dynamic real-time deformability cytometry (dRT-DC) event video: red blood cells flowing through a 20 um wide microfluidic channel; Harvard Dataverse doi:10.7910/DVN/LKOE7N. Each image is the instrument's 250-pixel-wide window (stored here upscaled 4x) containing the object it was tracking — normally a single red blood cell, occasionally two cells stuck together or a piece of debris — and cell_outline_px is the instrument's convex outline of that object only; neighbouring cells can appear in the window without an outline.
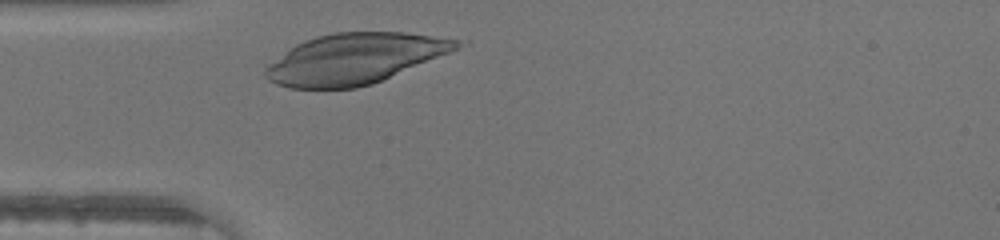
{"species": "human", "species_latin": "Homo sapiens", "temperature_condition": "warm", "stored_images_in_passage": 25, "camera_frame_rate_fps": 3000, "um_per_image_px": 0.085, "donor": {"sex": "male"}, "frame": {"image": 1, "passage_image": 2, "time_ms": 0.333, "image_size_px": [1000, 240], "cell_outline_px": [[468, 44], [372, 84], [356, 88], [288, 88], [276, 84], [268, 80], [264, 76], [264, 68], [268, 64], [296, 44], [304, 40], [316, 36], [336, 32], [404, 32], [468, 40]], "centroid_in_image_um": [30.15, 4.98], "position_along_channel_um": 54.8, "area_um2": 56.18}}
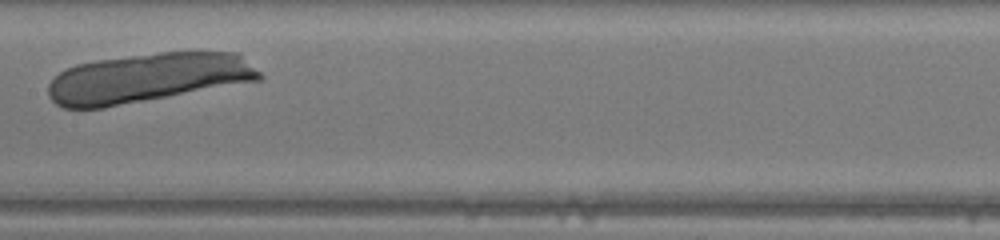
{"frame": {"image": 2, "passage_image": 12, "time_ms": 3.667, "image_size_px": [1000, 240], "cell_outline_px": [[264, 76], [260, 80], [104, 108], [64, 108], [56, 104], [48, 96], [48, 84], [60, 72], [76, 64], [96, 60], [160, 52], [236, 52], [260, 72]], "centroid_in_image_um": [12.53, 6.63], "position_along_channel_um": 194.9, "area_um2": 60.4}}
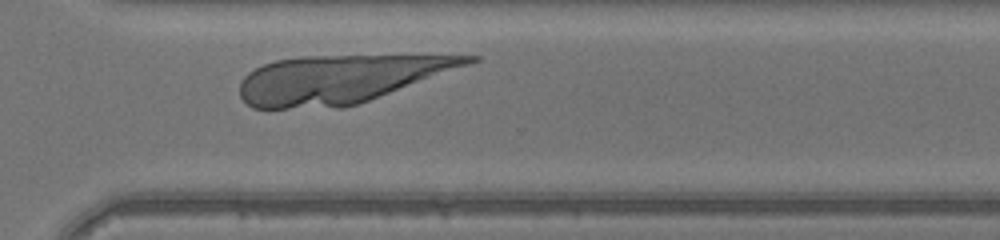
{"frame": {"image": 3, "passage_image": 22, "time_ms": 7.0, "image_size_px": [1000, 240], "cell_outline_px": [[480, 60], [368, 100], [356, 104], [340, 108], [252, 108], [240, 96], [240, 84], [244, 76], [248, 72], [264, 64], [276, 60], [304, 56], [480, 56]], "centroid_in_image_um": [28.8, 6.73], "position_along_channel_um": 341.8, "area_um2": 62.71}}